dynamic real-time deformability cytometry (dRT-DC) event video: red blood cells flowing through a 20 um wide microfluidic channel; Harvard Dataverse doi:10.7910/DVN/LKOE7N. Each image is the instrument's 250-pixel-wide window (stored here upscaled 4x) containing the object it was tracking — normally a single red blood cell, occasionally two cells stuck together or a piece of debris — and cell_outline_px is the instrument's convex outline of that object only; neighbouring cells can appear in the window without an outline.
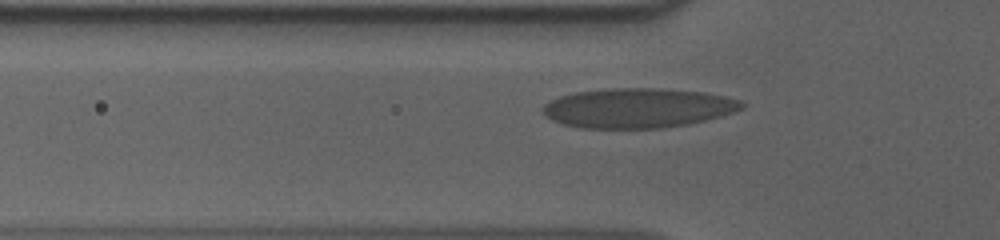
{"species": "human", "species_latin": "Homo sapiens", "temperature_condition": "cold", "stored_images_in_passage": 41, "camera_frame_rate_fps": 3000, "um_per_image_px": 0.085, "donor": {"sex": "male"}, "frame": {"image": 1, "passage_image": 9, "time_ms": 2.667, "image_size_px": [1000, 240], "cell_outline_px": [[744, 108], [720, 116], [688, 124], [664, 128], [580, 128], [560, 124], [552, 120], [540, 108], [544, 104], [560, 96], [572, 92], [612, 88], [660, 88], [704, 92], [724, 96], [740, 100], [744, 104]], "centroid_in_image_um": [54.19, 9.18], "position_along_channel_um": 71.6, "area_um2": 46.07}}
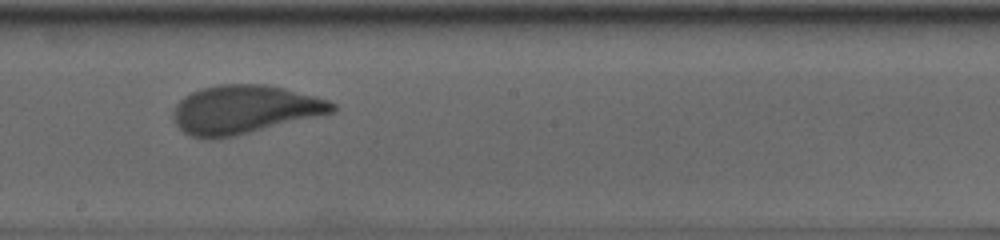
{"frame": {"image": 2, "passage_image": 22, "time_ms": 7.0, "image_size_px": [1000, 240], "cell_outline_px": [[336, 112], [232, 136], [212, 140], [192, 136], [184, 132], [172, 120], [172, 112], [176, 104], [184, 96], [192, 92], [204, 88], [220, 84], [264, 84], [284, 88], [328, 100], [336, 104]], "centroid_in_image_um": [20.75, 9.31], "position_along_channel_um": 227.4, "area_um2": 44.74}}
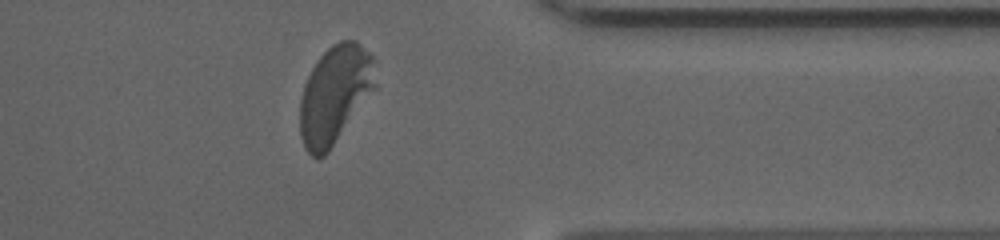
{"frame": {"image": 3, "passage_image": 36, "time_ms": 11.667, "image_size_px": [1000, 240], "cell_outline_px": [[376, 88], [328, 152], [324, 156], [312, 156], [304, 148], [300, 136], [300, 96], [304, 84], [316, 60], [332, 44], [340, 40], [356, 40], [372, 56], [376, 84]], "centroid_in_image_um": [28.44, 8.03], "position_along_channel_um": 383.0, "area_um2": 43.0}, "authors_computed_cell_mechanics": {"area_um2": 44.506, "velocity_mm_per_s": 3.5933, "shape_relaxation_time_tau1_ms": 5.3756, "shape_relaxation_time_tau2_ms": null, "deformation_change_tau1": 0.1976, "deformation_change_tau2": null}}